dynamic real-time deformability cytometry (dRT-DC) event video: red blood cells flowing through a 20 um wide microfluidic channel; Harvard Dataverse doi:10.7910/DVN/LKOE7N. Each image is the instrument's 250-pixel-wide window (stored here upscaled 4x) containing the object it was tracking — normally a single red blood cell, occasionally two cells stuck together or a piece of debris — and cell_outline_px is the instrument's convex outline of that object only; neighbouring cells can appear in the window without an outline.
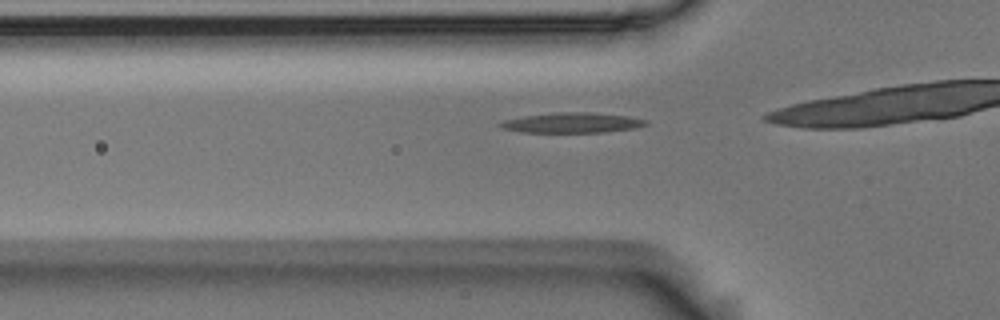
{"species": "Egyptian fruit bat (a non-hibernating species)", "species_latin": "Rousettus aegyptiacus", "temperature_condition": "room temperature", "stored_images_in_passage": 29, "camera_frame_rate_fps": 3000, "um_per_image_px": 0.085, "animal": {"sex": "male"}, "frame": {"image": 1, "passage_image": 4, "time_ms": 1.0, "image_size_px": [1000, 320], "cell_outline_px": [[648, 124], [636, 128], [604, 132], [520, 132], [500, 128], [496, 124], [504, 120], [524, 116], [556, 112], [588, 112], [628, 116], [648, 120]], "centroid_in_image_um": [48.61, 10.43], "position_along_channel_um": 77.2, "area_um2": 17.17}}
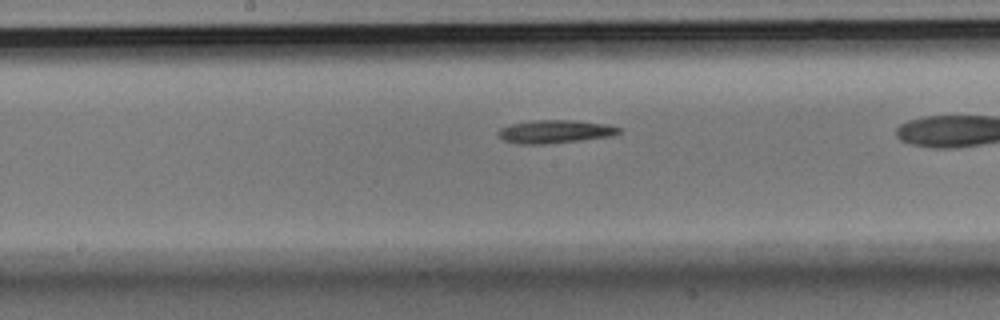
{"frame": {"image": 2, "passage_image": 14, "time_ms": 4.333, "image_size_px": [1000, 320], "cell_outline_px": [[620, 132], [612, 136], [580, 140], [544, 144], [520, 144], [504, 140], [496, 132], [500, 128], [508, 124], [532, 120], [572, 120], [608, 124], [620, 128]], "centroid_in_image_um": [47.15, 11.17], "position_along_channel_um": 201.1, "area_um2": 16.3}}
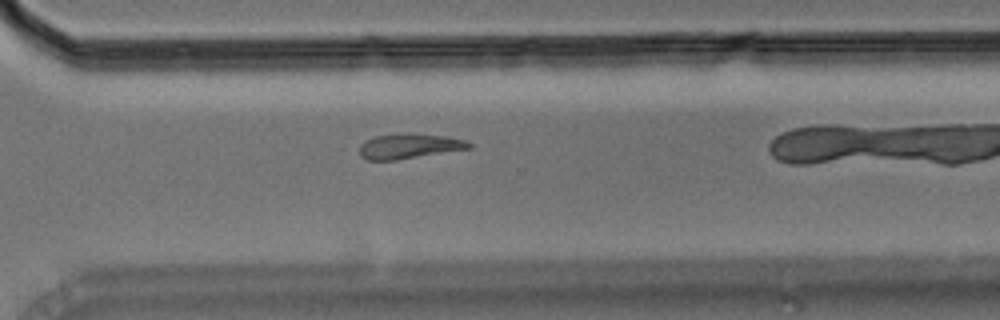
{"frame": {"image": 3, "passage_image": 25, "time_ms": 8.0, "image_size_px": [1000, 320], "cell_outline_px": [[472, 148], [396, 160], [368, 160], [360, 156], [360, 144], [376, 136], [412, 132], [448, 136], [464, 140], [472, 144]], "centroid_in_image_um": [34.81, 12.41], "position_along_channel_um": 335.8, "area_um2": 16.01}}